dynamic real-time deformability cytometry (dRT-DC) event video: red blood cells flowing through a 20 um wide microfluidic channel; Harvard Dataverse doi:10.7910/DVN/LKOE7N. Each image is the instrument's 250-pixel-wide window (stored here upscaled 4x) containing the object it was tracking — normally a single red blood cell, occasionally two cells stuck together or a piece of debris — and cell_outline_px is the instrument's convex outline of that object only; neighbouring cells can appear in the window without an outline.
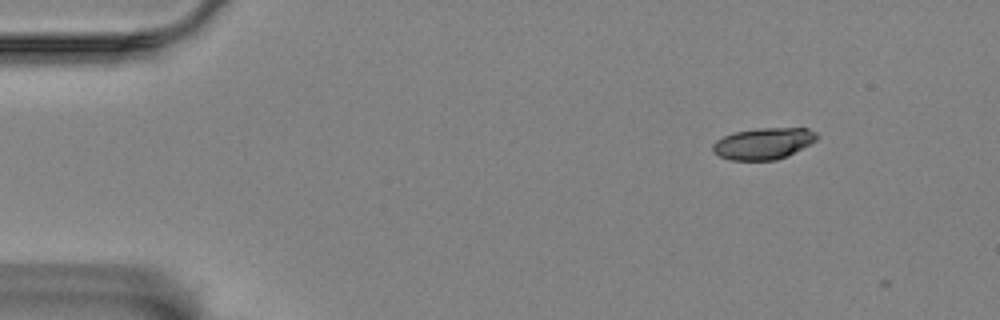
{"species": "Egyptian fruit bat (a non-hibernating species)", "species_latin": "Rousettus aegyptiacus", "temperature_condition": "room temperature", "stored_images_in_passage": 3, "camera_frame_rate_fps": 3000, "um_per_image_px": 0.085, "animal": {"sex": "female"}, "frame": {"image": 1, "passage_image": 2, "time_ms": 0.333, "image_size_px": [1000, 320], "cell_outline_px": [[820, 136], [816, 140], [776, 160], [732, 160], [720, 156], [712, 152], [712, 144], [716, 140], [724, 136], [736, 132], [760, 128], [808, 128], [816, 132]], "centroid_in_image_um": [64.86, 12.19], "position_along_channel_um": 20.1, "area_um2": 18.79}}